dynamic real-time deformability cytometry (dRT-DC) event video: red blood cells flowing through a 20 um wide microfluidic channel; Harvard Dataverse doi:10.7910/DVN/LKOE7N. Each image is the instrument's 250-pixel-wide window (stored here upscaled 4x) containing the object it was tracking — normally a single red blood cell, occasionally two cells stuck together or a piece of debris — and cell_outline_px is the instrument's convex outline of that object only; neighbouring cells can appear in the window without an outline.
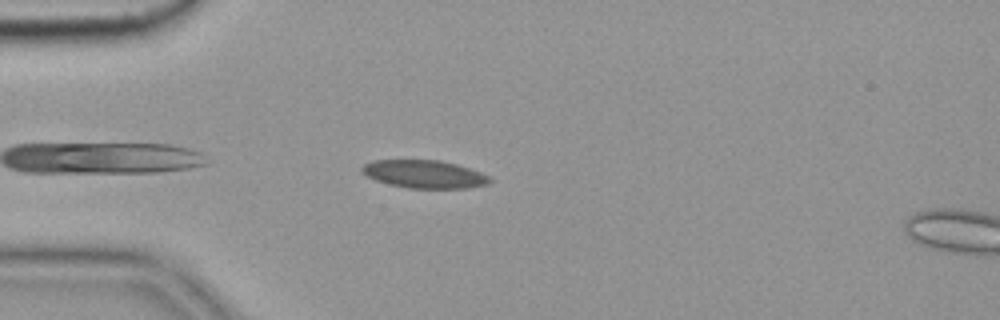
{"species": "common noctule bat (a hibernating species)", "species_latin": "Nyctalus noctula", "temperature_condition": "cold", "stored_images_in_passage": 2, "camera_frame_rate_fps": 3000, "um_per_image_px": 0.085, "animal": {"sex": "female", "body_mass_g": 19.9}, "frame": {"image": 1, "passage_image": 1, "time_ms": 0.0, "image_size_px": [1000, 320], "cell_outline_px": [[492, 180], [488, 184], [468, 188], [408, 188], [388, 184], [376, 180], [360, 172], [360, 168], [364, 164], [372, 160], [440, 160], [456, 164], [480, 172], [488, 176]], "centroid_in_image_um": [36.04, 14.8], "position_along_channel_um": 49.0, "area_um2": 20.81}}